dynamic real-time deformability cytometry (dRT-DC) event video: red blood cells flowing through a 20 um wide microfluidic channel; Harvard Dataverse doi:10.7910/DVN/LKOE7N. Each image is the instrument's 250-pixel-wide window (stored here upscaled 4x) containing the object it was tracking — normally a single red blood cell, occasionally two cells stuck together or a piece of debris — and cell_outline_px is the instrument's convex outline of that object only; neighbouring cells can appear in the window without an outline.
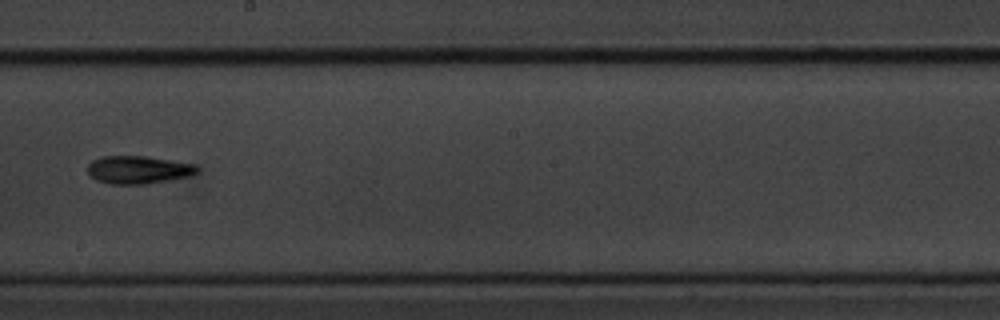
{"species": "common noctule bat (a hibernating species)", "species_latin": "Nyctalus noctula", "temperature_condition": "cold", "stored_images_in_passage": 15, "camera_frame_rate_fps": 3000, "um_per_image_px": 0.085, "animal": {"sex": "male", "body_mass_g": 20.1, "forearm_length_mm": 53.5}, "frame": {"image": 1, "passage_image": 9, "time_ms": 2.667, "image_size_px": [1000, 320], "cell_outline_px": [[200, 168], [196, 172], [188, 176], [168, 180], [144, 184], [112, 184], [96, 180], [88, 172], [88, 164], [92, 160], [100, 156], [144, 156], [196, 164]], "centroid_in_image_um": [11.74, 14.42], "position_along_channel_um": 236.5, "area_um2": 17.69}}
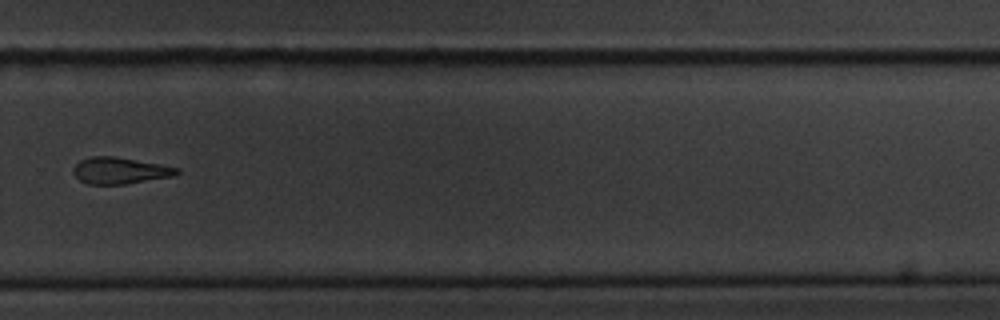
{"frame": {"image": 2, "passage_image": 11, "time_ms": 3.333, "image_size_px": [1000, 320], "cell_outline_px": [[180, 172], [172, 176], [124, 184], [88, 184], [80, 180], [72, 172], [72, 168], [80, 160], [88, 156], [112, 156], [136, 160], [180, 168]], "centroid_in_image_um": [10.15, 14.49], "position_along_channel_um": 319.7, "area_um2": 15.84}}
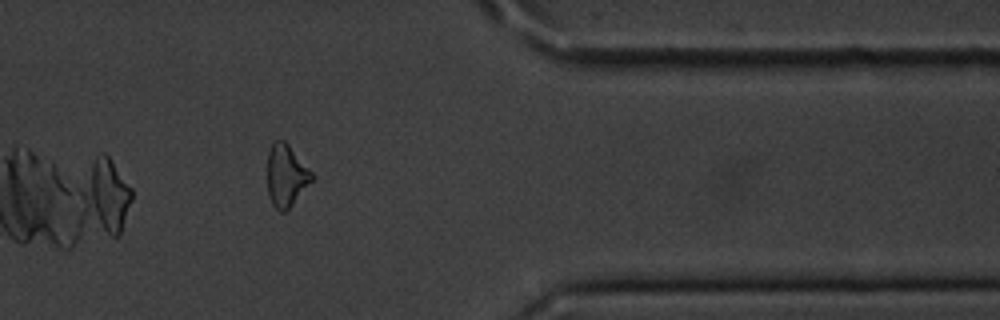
{"frame": {"image": 3, "passage_image": 13, "time_ms": 4.0, "image_size_px": [1000, 320], "cell_outline_px": [[316, 180], [284, 212], [280, 212], [272, 204], [268, 196], [268, 152], [272, 144], [276, 140], [284, 140], [288, 144], [316, 176]], "centroid_in_image_um": [24.37, 14.94], "position_along_channel_um": 387.0, "area_um2": 16.3}}